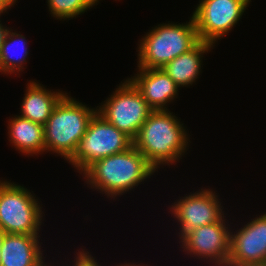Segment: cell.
<instances>
[{
  "label": "cell",
  "mask_w": 266,
  "mask_h": 266,
  "mask_svg": "<svg viewBox=\"0 0 266 266\" xmlns=\"http://www.w3.org/2000/svg\"><path fill=\"white\" fill-rule=\"evenodd\" d=\"M183 123L169 110H154L133 139V146L157 170L173 165L186 154L191 138Z\"/></svg>",
  "instance_id": "6da1fadb"
},
{
  "label": "cell",
  "mask_w": 266,
  "mask_h": 266,
  "mask_svg": "<svg viewBox=\"0 0 266 266\" xmlns=\"http://www.w3.org/2000/svg\"><path fill=\"white\" fill-rule=\"evenodd\" d=\"M157 170L134 147L94 162L82 174L90 189L97 190L113 200L131 192ZM142 182V183H141Z\"/></svg>",
  "instance_id": "7a4b0ae2"
},
{
  "label": "cell",
  "mask_w": 266,
  "mask_h": 266,
  "mask_svg": "<svg viewBox=\"0 0 266 266\" xmlns=\"http://www.w3.org/2000/svg\"><path fill=\"white\" fill-rule=\"evenodd\" d=\"M67 94L56 104L44 125L45 152L58 154L66 161L75 153L97 112V107H88Z\"/></svg>",
  "instance_id": "3957f363"
},
{
  "label": "cell",
  "mask_w": 266,
  "mask_h": 266,
  "mask_svg": "<svg viewBox=\"0 0 266 266\" xmlns=\"http://www.w3.org/2000/svg\"><path fill=\"white\" fill-rule=\"evenodd\" d=\"M152 28L138 42V68H162L200 42L192 15L184 24L168 22Z\"/></svg>",
  "instance_id": "277c9868"
},
{
  "label": "cell",
  "mask_w": 266,
  "mask_h": 266,
  "mask_svg": "<svg viewBox=\"0 0 266 266\" xmlns=\"http://www.w3.org/2000/svg\"><path fill=\"white\" fill-rule=\"evenodd\" d=\"M42 205L24 185L0 180V228L4 232L40 235Z\"/></svg>",
  "instance_id": "5b68a950"
},
{
  "label": "cell",
  "mask_w": 266,
  "mask_h": 266,
  "mask_svg": "<svg viewBox=\"0 0 266 266\" xmlns=\"http://www.w3.org/2000/svg\"><path fill=\"white\" fill-rule=\"evenodd\" d=\"M132 146L133 140L129 136L96 112L68 163L82 175L94 162L125 152Z\"/></svg>",
  "instance_id": "8992f818"
},
{
  "label": "cell",
  "mask_w": 266,
  "mask_h": 266,
  "mask_svg": "<svg viewBox=\"0 0 266 266\" xmlns=\"http://www.w3.org/2000/svg\"><path fill=\"white\" fill-rule=\"evenodd\" d=\"M109 96L97 112L133 140L154 110L128 78Z\"/></svg>",
  "instance_id": "52a82bcc"
},
{
  "label": "cell",
  "mask_w": 266,
  "mask_h": 266,
  "mask_svg": "<svg viewBox=\"0 0 266 266\" xmlns=\"http://www.w3.org/2000/svg\"><path fill=\"white\" fill-rule=\"evenodd\" d=\"M250 2L251 0H199L192 13L199 40L216 45L240 21Z\"/></svg>",
  "instance_id": "ba28073f"
},
{
  "label": "cell",
  "mask_w": 266,
  "mask_h": 266,
  "mask_svg": "<svg viewBox=\"0 0 266 266\" xmlns=\"http://www.w3.org/2000/svg\"><path fill=\"white\" fill-rule=\"evenodd\" d=\"M224 216L220 221L187 232L179 241L185 254L213 266H227L230 256L231 228ZM227 220V221H226ZM187 252V253H186Z\"/></svg>",
  "instance_id": "9c48e42d"
},
{
  "label": "cell",
  "mask_w": 266,
  "mask_h": 266,
  "mask_svg": "<svg viewBox=\"0 0 266 266\" xmlns=\"http://www.w3.org/2000/svg\"><path fill=\"white\" fill-rule=\"evenodd\" d=\"M218 196L213 189L202 188L180 197L169 206L171 215L180 225L179 239L193 229L220 221L226 215Z\"/></svg>",
  "instance_id": "30bf717a"
},
{
  "label": "cell",
  "mask_w": 266,
  "mask_h": 266,
  "mask_svg": "<svg viewBox=\"0 0 266 266\" xmlns=\"http://www.w3.org/2000/svg\"><path fill=\"white\" fill-rule=\"evenodd\" d=\"M258 216L231 231L227 266H266V212Z\"/></svg>",
  "instance_id": "8fae6325"
},
{
  "label": "cell",
  "mask_w": 266,
  "mask_h": 266,
  "mask_svg": "<svg viewBox=\"0 0 266 266\" xmlns=\"http://www.w3.org/2000/svg\"><path fill=\"white\" fill-rule=\"evenodd\" d=\"M128 78L153 110H169L168 103L178 98L180 87L161 69L137 68Z\"/></svg>",
  "instance_id": "7c38bea8"
},
{
  "label": "cell",
  "mask_w": 266,
  "mask_h": 266,
  "mask_svg": "<svg viewBox=\"0 0 266 266\" xmlns=\"http://www.w3.org/2000/svg\"><path fill=\"white\" fill-rule=\"evenodd\" d=\"M40 238V235L7 233L1 249L0 266H48Z\"/></svg>",
  "instance_id": "4fadbf2b"
},
{
  "label": "cell",
  "mask_w": 266,
  "mask_h": 266,
  "mask_svg": "<svg viewBox=\"0 0 266 266\" xmlns=\"http://www.w3.org/2000/svg\"><path fill=\"white\" fill-rule=\"evenodd\" d=\"M26 86L19 116L44 126L56 104L67 92L46 89L36 80H30Z\"/></svg>",
  "instance_id": "5bb4252c"
},
{
  "label": "cell",
  "mask_w": 266,
  "mask_h": 266,
  "mask_svg": "<svg viewBox=\"0 0 266 266\" xmlns=\"http://www.w3.org/2000/svg\"><path fill=\"white\" fill-rule=\"evenodd\" d=\"M213 44L200 41L194 48L164 65L161 69L181 88L194 84L201 72L204 53H208Z\"/></svg>",
  "instance_id": "9a60e30c"
},
{
  "label": "cell",
  "mask_w": 266,
  "mask_h": 266,
  "mask_svg": "<svg viewBox=\"0 0 266 266\" xmlns=\"http://www.w3.org/2000/svg\"><path fill=\"white\" fill-rule=\"evenodd\" d=\"M8 120V140L19 153L28 157L45 152L44 126L19 115Z\"/></svg>",
  "instance_id": "2e32d148"
},
{
  "label": "cell",
  "mask_w": 266,
  "mask_h": 266,
  "mask_svg": "<svg viewBox=\"0 0 266 266\" xmlns=\"http://www.w3.org/2000/svg\"><path fill=\"white\" fill-rule=\"evenodd\" d=\"M28 55L26 38L9 28L0 49V73L19 75L24 71Z\"/></svg>",
  "instance_id": "e0dca14e"
},
{
  "label": "cell",
  "mask_w": 266,
  "mask_h": 266,
  "mask_svg": "<svg viewBox=\"0 0 266 266\" xmlns=\"http://www.w3.org/2000/svg\"><path fill=\"white\" fill-rule=\"evenodd\" d=\"M98 3L99 0H47L48 11L58 20L76 18Z\"/></svg>",
  "instance_id": "ac0fdd59"
},
{
  "label": "cell",
  "mask_w": 266,
  "mask_h": 266,
  "mask_svg": "<svg viewBox=\"0 0 266 266\" xmlns=\"http://www.w3.org/2000/svg\"><path fill=\"white\" fill-rule=\"evenodd\" d=\"M80 250V251H79ZM77 249L73 266H102L86 249Z\"/></svg>",
  "instance_id": "d6986e66"
},
{
  "label": "cell",
  "mask_w": 266,
  "mask_h": 266,
  "mask_svg": "<svg viewBox=\"0 0 266 266\" xmlns=\"http://www.w3.org/2000/svg\"><path fill=\"white\" fill-rule=\"evenodd\" d=\"M16 3L13 0H0V14L8 13L7 11L14 7Z\"/></svg>",
  "instance_id": "ffe728a7"
},
{
  "label": "cell",
  "mask_w": 266,
  "mask_h": 266,
  "mask_svg": "<svg viewBox=\"0 0 266 266\" xmlns=\"http://www.w3.org/2000/svg\"><path fill=\"white\" fill-rule=\"evenodd\" d=\"M1 16V14H0ZM9 27H5L3 25V23L1 22V19H0V49H1V45H2V42L4 41V38L7 34V31H8Z\"/></svg>",
  "instance_id": "44dd1931"
},
{
  "label": "cell",
  "mask_w": 266,
  "mask_h": 266,
  "mask_svg": "<svg viewBox=\"0 0 266 266\" xmlns=\"http://www.w3.org/2000/svg\"><path fill=\"white\" fill-rule=\"evenodd\" d=\"M6 232H4L1 228H0V262H1V249H2V245L6 236Z\"/></svg>",
  "instance_id": "7402d4cb"
},
{
  "label": "cell",
  "mask_w": 266,
  "mask_h": 266,
  "mask_svg": "<svg viewBox=\"0 0 266 266\" xmlns=\"http://www.w3.org/2000/svg\"><path fill=\"white\" fill-rule=\"evenodd\" d=\"M116 266V265H115ZM117 266H148L147 264H135V263H124V264H120V265H117Z\"/></svg>",
  "instance_id": "603a6c76"
}]
</instances>
